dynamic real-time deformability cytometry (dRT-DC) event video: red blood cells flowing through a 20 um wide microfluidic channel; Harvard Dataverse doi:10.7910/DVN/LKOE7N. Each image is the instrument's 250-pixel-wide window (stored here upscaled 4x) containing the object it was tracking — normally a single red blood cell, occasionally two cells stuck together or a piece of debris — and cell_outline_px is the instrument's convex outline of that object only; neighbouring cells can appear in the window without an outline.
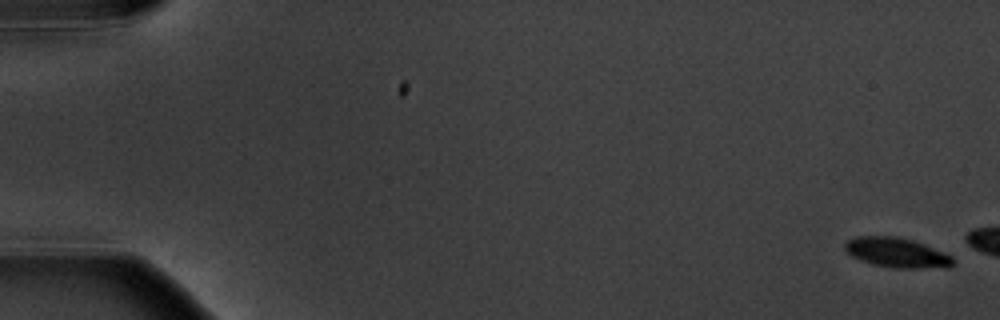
{"species": "common noctule bat (a hibernating species)", "species_latin": "Nyctalus noctula", "temperature_condition": "warm", "stored_images_in_passage": 4, "camera_frame_rate_fps": 3000, "um_per_image_px": 0.085, "animal": {"sex": "male", "body_mass_g": 20.1, "forearm_length_mm": 53.5}, "frame": {"image": 1, "passage_image": 1, "time_ms": 0.0, "image_size_px": [1000, 320], "cell_outline_px": [[952, 264], [948, 268], [892, 268], [872, 264], [860, 260], [852, 256], [844, 248], [844, 244], [848, 240], [856, 236], [896, 236], [912, 240], [924, 244], [944, 252], [952, 256]], "centroid_in_image_um": [76.22, 21.48], "position_along_channel_um": 8.8, "area_um2": 18.79}}